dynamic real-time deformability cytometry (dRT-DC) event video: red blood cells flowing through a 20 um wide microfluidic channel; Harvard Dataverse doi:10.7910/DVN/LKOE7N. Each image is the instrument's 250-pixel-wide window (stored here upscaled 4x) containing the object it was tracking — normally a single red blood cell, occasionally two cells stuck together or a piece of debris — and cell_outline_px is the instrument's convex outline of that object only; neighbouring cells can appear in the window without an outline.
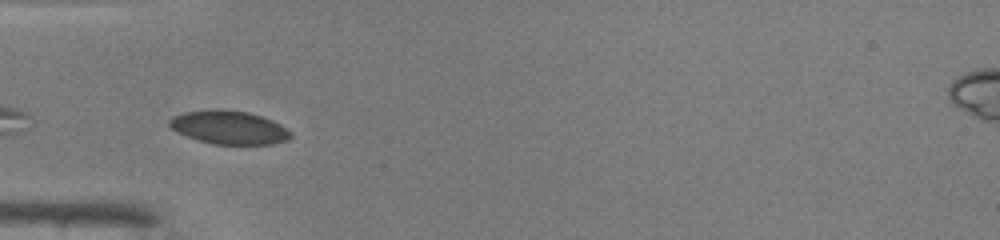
{"species": "common noctule bat (a hibernating species)", "species_latin": "Nyctalus noctula", "temperature_condition": "warm", "stored_images_in_passage": 38, "camera_frame_rate_fps": 3000, "um_per_image_px": 0.085, "animal": {"sex": "male", "body_mass_g": 19.0, "forearm_length_mm": 50.8}, "frame": {"image": 1, "passage_image": 3, "time_ms": 0.667, "image_size_px": [1000, 240], "cell_outline_px": [[292, 136], [288, 140], [272, 144], [212, 144], [176, 132], [168, 124], [168, 120], [172, 116], [184, 112], [212, 108], [224, 108], [248, 112], [272, 120], [280, 124], [292, 132]], "centroid_in_image_um": [19.46, 10.81], "position_along_channel_um": 65.5, "area_um2": 23.87}}
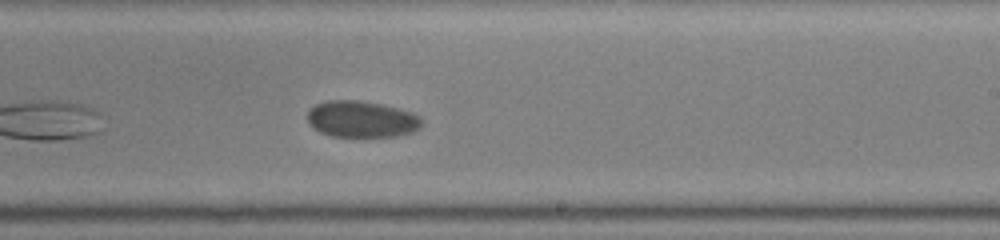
{"frame": {"image": 2, "passage_image": 18, "time_ms": 5.667, "image_size_px": [1000, 240], "cell_outline_px": [[420, 128], [412, 132], [396, 136], [332, 136], [320, 132], [312, 128], [308, 124], [308, 108], [316, 104], [328, 100], [360, 100], [380, 104], [412, 112], [420, 116]], "centroid_in_image_um": [30.69, 10.12], "position_along_channel_um": 258.3, "area_um2": 24.28}}
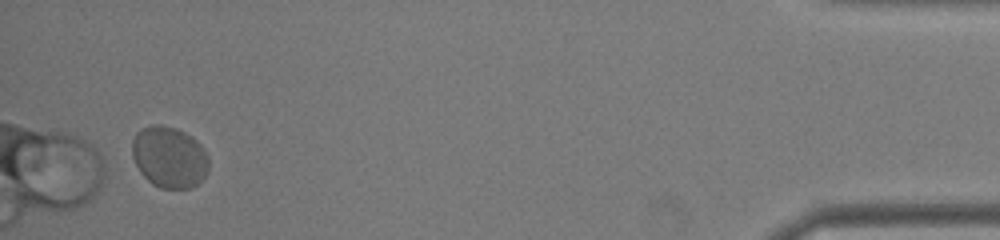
{"frame": {"image": 3, "passage_image": 36, "time_ms": 11.667, "image_size_px": [1000, 240], "cell_outline_px": [[208, 172], [196, 184], [188, 188], [160, 188], [152, 184], [140, 172], [132, 156], [132, 140], [136, 132], [140, 128], [152, 124], [160, 124], [184, 132], [192, 136], [200, 144], [208, 156]], "centroid_in_image_um": [14.36, 13.34], "position_along_channel_um": 420.8, "area_um2": 27.4}, "authors_computed_cell_mechanics": {"area_um2": 24.9407, "velocity_mm_per_s": 3.89, "shape_relaxation_time_tau1_ms": 3.2027, "shape_relaxation_time_tau2_ms": null, "deformation_change_tau1": 0.0622, "deformation_change_tau2": null}}